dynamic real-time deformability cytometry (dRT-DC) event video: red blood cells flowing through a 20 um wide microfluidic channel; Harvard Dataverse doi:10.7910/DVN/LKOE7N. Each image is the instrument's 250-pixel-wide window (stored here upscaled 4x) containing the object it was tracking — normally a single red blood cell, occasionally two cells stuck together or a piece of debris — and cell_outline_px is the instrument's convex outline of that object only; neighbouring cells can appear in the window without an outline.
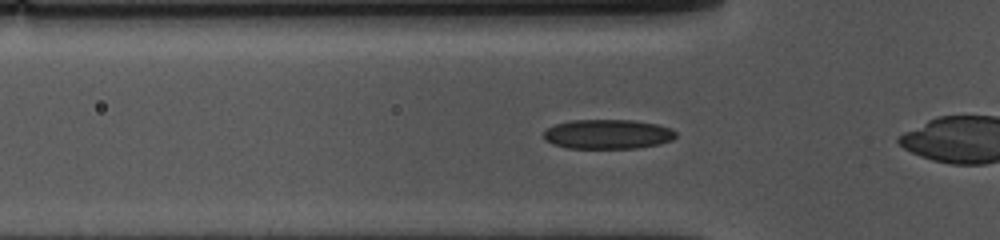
{"species": "common noctule bat (a hibernating species)", "species_latin": "Nyctalus noctula", "temperature_condition": "cold", "stored_images_in_passage": 37, "camera_frame_rate_fps": 3000, "um_per_image_px": 0.085, "animal": {"sex": "female", "body_mass_g": 10.0, "forearm_length_mm": 53.1}, "frame": {"image": 1, "passage_image": 10, "time_ms": 3.0, "image_size_px": [1000, 240], "cell_outline_px": [[676, 136], [672, 140], [660, 144], [636, 148], [568, 148], [552, 144], [544, 140], [544, 132], [548, 128], [556, 124], [572, 120], [632, 120], [656, 124], [672, 128], [676, 132]], "centroid_in_image_um": [51.67, 11.41], "position_along_channel_um": 74.1, "area_um2": 22.77}}
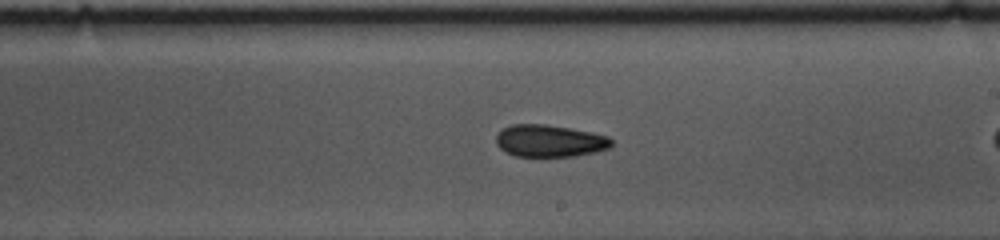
{"frame": {"image": 2, "passage_image": 24, "time_ms": 7.667, "image_size_px": [1000, 240], "cell_outline_px": [[612, 148], [596, 152], [576, 156], [516, 156], [504, 152], [496, 144], [496, 136], [504, 128], [512, 124], [548, 124], [592, 132], [608, 136], [612, 140]], "centroid_in_image_um": [46.75, 11.97], "position_along_channel_um": 242.3, "area_um2": 21.79}}
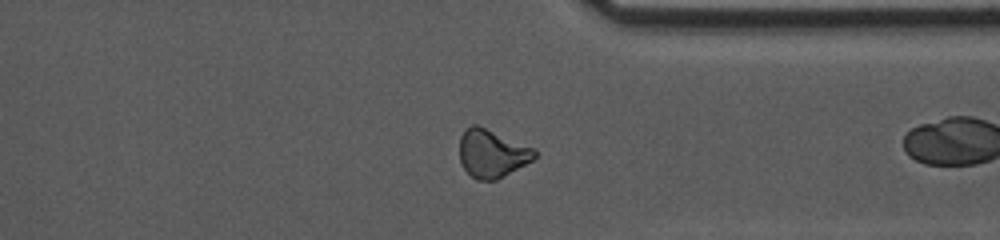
{"frame": {"image": 3, "passage_image": 35, "time_ms": 11.333, "image_size_px": [1000, 240], "cell_outline_px": [[536, 156], [532, 160], [496, 180], [476, 180], [464, 168], [460, 160], [460, 136], [464, 128], [472, 124], [476, 124], [532, 148], [536, 152]], "centroid_in_image_um": [41.76, 13.04], "position_along_channel_um": 369.6, "area_um2": 20.58}}